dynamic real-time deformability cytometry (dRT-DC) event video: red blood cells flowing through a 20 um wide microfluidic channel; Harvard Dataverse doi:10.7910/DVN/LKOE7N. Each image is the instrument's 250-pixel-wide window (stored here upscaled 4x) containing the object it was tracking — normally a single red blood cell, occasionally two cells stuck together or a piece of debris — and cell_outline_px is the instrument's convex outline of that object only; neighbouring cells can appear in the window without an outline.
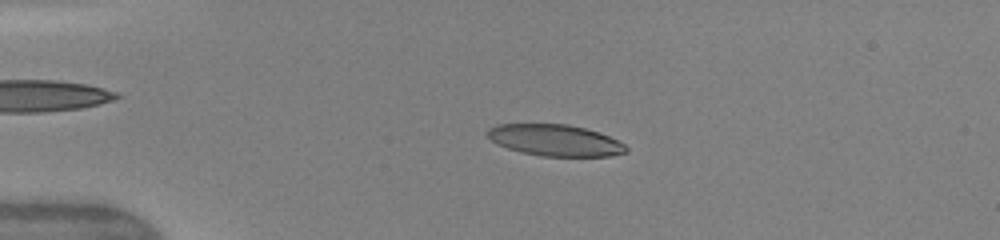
{"species": "human", "species_latin": "Homo sapiens", "temperature_condition": "warm", "stored_images_in_passage": 48, "camera_frame_rate_fps": 3000, "um_per_image_px": 0.085, "donor": {"sex": "female"}, "frame": {"image": 1, "passage_image": 11, "time_ms": 3.333, "image_size_px": [1000, 240], "cell_outline_px": [[628, 152], [608, 156], [540, 156], [520, 152], [496, 144], [484, 132], [488, 128], [496, 124], [568, 124], [600, 132], [624, 144], [628, 148]], "centroid_in_image_um": [47.15, 11.92], "position_along_channel_um": 37.8, "area_um2": 25.49}}
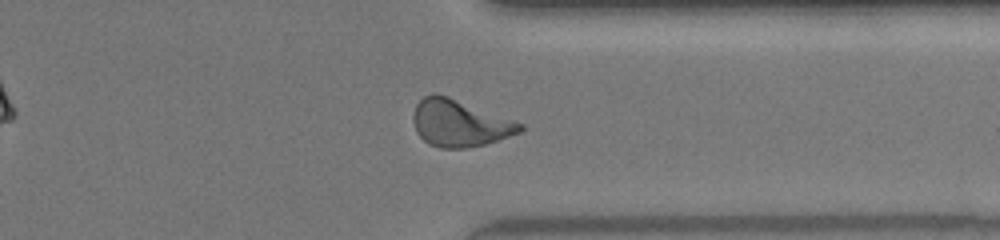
{"frame": {"image": 2, "passage_image": 38, "time_ms": 12.333, "image_size_px": [1000, 240], "cell_outline_px": [[524, 128], [520, 132], [484, 144], [468, 148], [440, 148], [428, 144], [416, 132], [412, 120], [412, 116], [416, 104], [424, 96], [432, 92], [448, 96], [524, 124]], "centroid_in_image_um": [39.02, 10.47], "position_along_channel_um": 372.4, "area_um2": 29.07}}
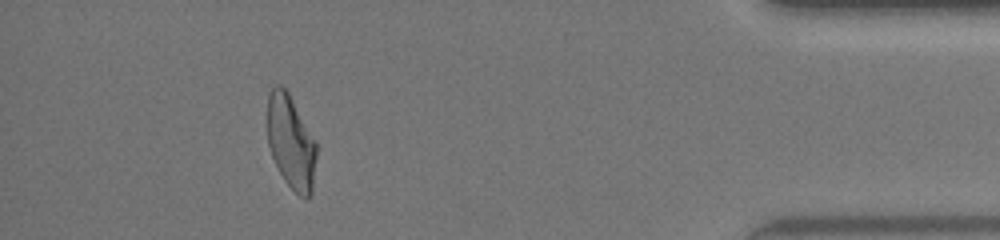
{"frame": {"image": 3, "passage_image": 44, "time_ms": 14.333, "image_size_px": [1000, 240], "cell_outline_px": [[316, 156], [312, 192], [308, 196], [300, 196], [284, 180], [272, 156], [268, 144], [268, 96], [272, 88], [276, 84], [280, 84], [288, 92], [316, 140]], "centroid_in_image_um": [24.73, 12.05], "position_along_channel_um": 410.5, "area_um2": 26.47}, "authors_computed_cell_mechanics": {"area_um2": 27.5128, "velocity_mm_per_s": 4.2068, "shape_relaxation_time_tau1_ms": 6.3245, "shape_relaxation_time_tau2_ms": 1.3685, "deformation_change_tau1": 0.2415, "deformation_change_tau2": 0.0998}}